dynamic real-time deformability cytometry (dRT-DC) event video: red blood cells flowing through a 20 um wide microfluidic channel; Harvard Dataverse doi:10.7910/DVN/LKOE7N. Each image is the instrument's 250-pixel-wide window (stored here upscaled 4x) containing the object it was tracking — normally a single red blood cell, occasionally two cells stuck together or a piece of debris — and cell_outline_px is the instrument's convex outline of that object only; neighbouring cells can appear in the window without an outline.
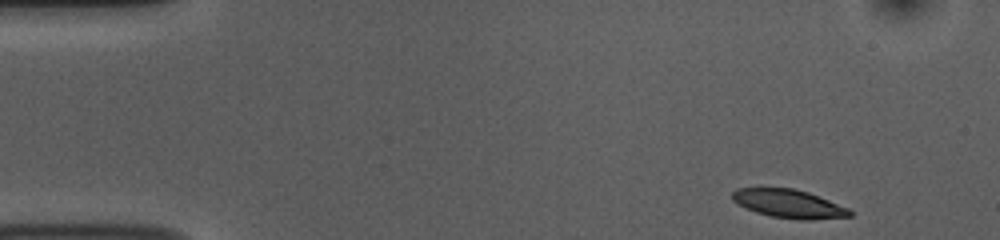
{"species": "common noctule bat (a hibernating species)", "species_latin": "Nyctalus noctula", "temperature_condition": "room temperature", "stored_images_in_passage": 49, "camera_frame_rate_fps": 3000, "um_per_image_px": 0.085, "animal": {"sex": "female", "body_mass_g": 10.0, "forearm_length_mm": 53.1}, "frame": {"image": 1, "passage_image": 1, "time_ms": 0.0, "image_size_px": [1000, 240], "cell_outline_px": [[852, 216], [812, 220], [800, 220], [772, 216], [756, 212], [732, 200], [732, 192], [736, 188], [792, 188], [808, 192], [848, 208], [852, 212]], "centroid_in_image_um": [67.06, 17.32], "position_along_channel_um": 17.9, "area_um2": 19.25}}
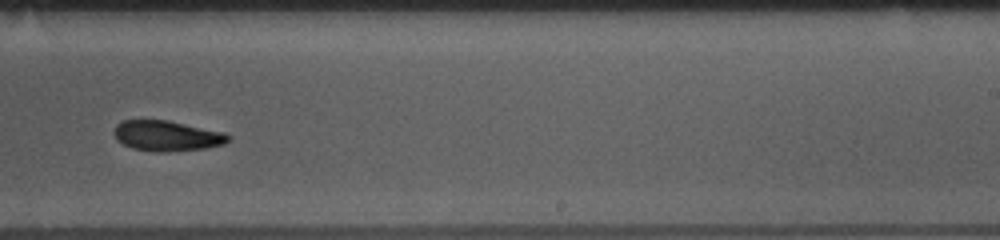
{"frame": {"image": 2, "passage_image": 29, "time_ms": 9.333, "image_size_px": [1000, 240], "cell_outline_px": [[228, 140], [224, 144], [204, 148], [168, 152], [156, 152], [132, 148], [116, 140], [112, 132], [116, 124], [124, 120], [168, 120], [224, 132], [228, 136]], "centroid_in_image_um": [14.13, 11.54], "position_along_channel_um": 274.9, "area_um2": 20.23}}
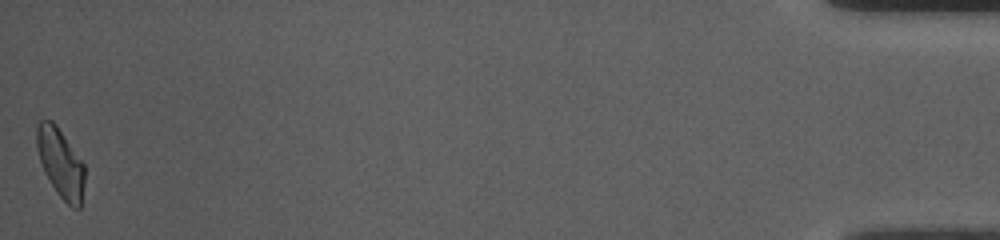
{"frame": {"image": 3, "passage_image": 49, "time_ms": 16.0, "image_size_px": [1000, 240], "cell_outline_px": [[84, 184], [80, 208], [72, 208], [56, 192], [44, 172], [36, 148], [36, 124], [40, 120], [52, 120], [56, 124], [84, 164]], "centroid_in_image_um": [5.13, 13.83], "position_along_channel_um": 430.1, "area_um2": 19.25}, "authors_computed_cell_mechanics": {"area_um2": 20.2878, "velocity_mm_per_s": 3.7441, "shape_relaxation_time_tau1_ms": 7.0679, "shape_relaxation_time_tau2_ms": null, "deformation_change_tau1": 0.1642, "deformation_change_tau2": null}}